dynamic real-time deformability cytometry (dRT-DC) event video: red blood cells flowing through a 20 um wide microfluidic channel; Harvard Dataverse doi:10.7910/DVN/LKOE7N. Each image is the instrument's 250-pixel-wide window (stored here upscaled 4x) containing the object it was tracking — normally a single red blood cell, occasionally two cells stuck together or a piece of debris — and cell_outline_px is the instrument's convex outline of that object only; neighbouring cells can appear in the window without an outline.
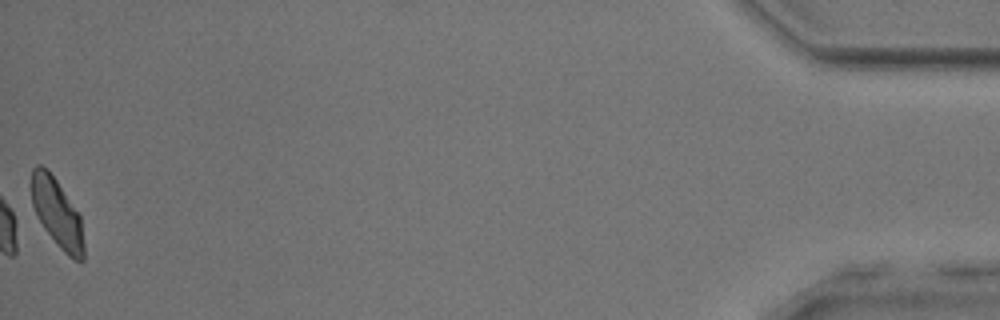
{"species": "common noctule bat (a hibernating species)", "species_latin": "Nyctalus noctula", "temperature_condition": "room temperature", "stored_images_in_passage": 52, "camera_frame_rate_fps": 3000, "um_per_image_px": 0.085, "animal": {"sex": "male", "body_mass_g": 17.9, "forearm_length_mm": 54.2}, "frame": {"image": 1, "passage_image": 52, "time_ms": 17.0, "image_size_px": [1000, 320], "cell_outline_px": [[84, 260], [76, 260], [68, 256], [60, 248], [44, 228], [32, 204], [32, 168], [36, 164], [40, 164], [56, 180], [80, 216], [84, 244]], "centroid_in_image_um": [4.86, 18.14], "position_along_channel_um": 430.3, "area_um2": 20.35}, "authors_computed_cell_mechanics": {"area_um2": 21.8484, "velocity_mm_per_s": 3.9602, "shape_relaxation_time_tau1_ms": 3.3771, "shape_relaxation_time_tau2_ms": 2.1297, "deformation_change_tau1": 0.1131, "deformation_change_tau2": 0.0817}}